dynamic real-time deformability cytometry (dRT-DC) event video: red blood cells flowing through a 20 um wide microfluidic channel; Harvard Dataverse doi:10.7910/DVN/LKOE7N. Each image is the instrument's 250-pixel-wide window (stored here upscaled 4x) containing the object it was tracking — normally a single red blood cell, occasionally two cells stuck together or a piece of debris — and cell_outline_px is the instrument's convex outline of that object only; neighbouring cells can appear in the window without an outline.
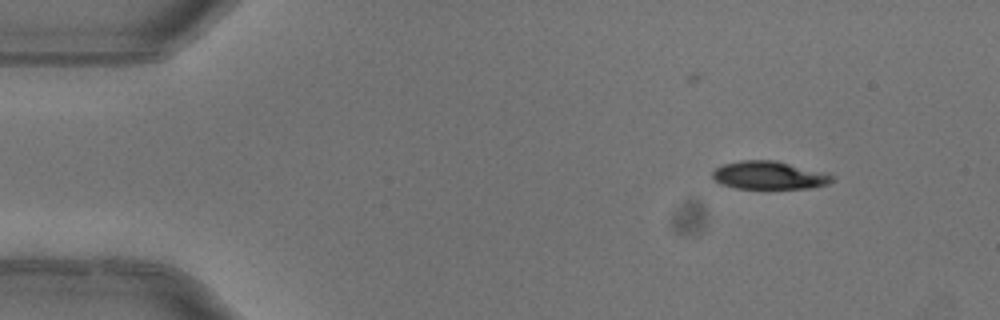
{"species": "common noctule bat (a hibernating species)", "species_latin": "Nyctalus noctula", "temperature_condition": "warm", "stored_images_in_passage": 4, "camera_frame_rate_fps": 3000, "um_per_image_px": 0.085, "animal": {"sex": "female"}, "frame": {"image": 1, "passage_image": 2, "time_ms": 0.333, "image_size_px": [1000, 320], "cell_outline_px": [[836, 180], [828, 184], [808, 188], [736, 188], [720, 184], [712, 176], [712, 172], [716, 168], [724, 164], [740, 160], [776, 160], [828, 172], [836, 176]], "centroid_in_image_um": [65.45, 14.89], "position_along_channel_um": 19.5, "area_um2": 19.83}}